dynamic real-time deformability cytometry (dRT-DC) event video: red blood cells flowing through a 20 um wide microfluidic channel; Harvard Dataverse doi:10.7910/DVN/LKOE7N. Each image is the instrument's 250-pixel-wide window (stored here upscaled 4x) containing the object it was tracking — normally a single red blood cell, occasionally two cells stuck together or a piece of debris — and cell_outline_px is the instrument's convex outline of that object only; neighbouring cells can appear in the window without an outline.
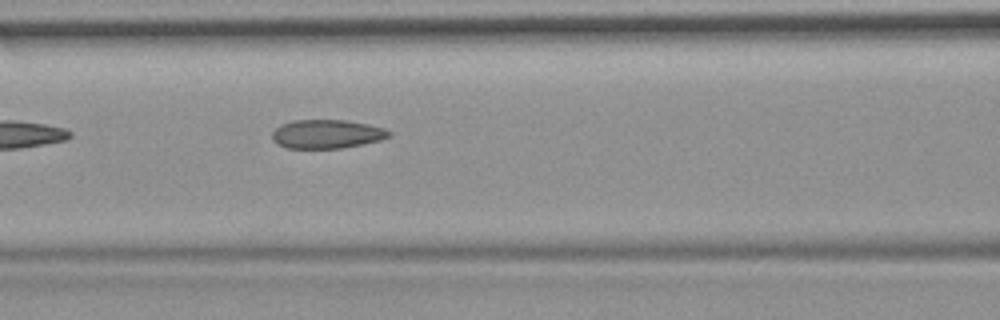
{"species": "common noctule bat (a hibernating species)", "species_latin": "Nyctalus noctula", "temperature_condition": "room temperature", "stored_images_in_passage": 8, "camera_frame_rate_fps": 3000, "um_per_image_px": 0.085, "animal": {"sex": "female", "body_mass_g": 19.9}, "frame": {"image": 1, "passage_image": 8, "time_ms": 8.667, "image_size_px": [1000, 320], "cell_outline_px": [[392, 132], [388, 136], [380, 140], [364, 144], [340, 148], [284, 148], [272, 140], [272, 132], [280, 124], [292, 120], [344, 120], [368, 124], [384, 128]], "centroid_in_image_um": [27.75, 11.39], "position_along_channel_um": 138.9, "area_um2": 19.65}}